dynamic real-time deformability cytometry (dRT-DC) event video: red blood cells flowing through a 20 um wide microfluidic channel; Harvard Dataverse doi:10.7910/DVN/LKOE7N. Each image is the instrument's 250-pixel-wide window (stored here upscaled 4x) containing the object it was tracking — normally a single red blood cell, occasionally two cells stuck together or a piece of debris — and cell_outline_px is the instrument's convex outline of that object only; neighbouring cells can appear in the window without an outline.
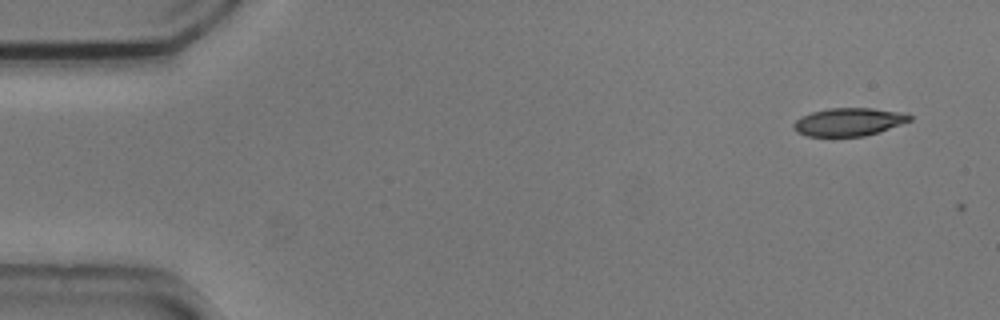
{"species": "common noctule bat (a hibernating species)", "species_latin": "Nyctalus noctula", "temperature_condition": "cold", "stored_images_in_passage": 2, "camera_frame_rate_fps": 3000, "um_per_image_px": 0.085, "animal": {"sex": "male", "body_mass_g": 20.5, "forearm_length_mm": 52.5}, "frame": {"image": 1, "passage_image": 1, "time_ms": 0.0, "image_size_px": [1000, 320], "cell_outline_px": [[912, 120], [880, 132], [864, 136], [808, 136], [796, 132], [792, 128], [792, 124], [796, 120], [812, 112], [828, 108], [872, 108], [908, 112], [912, 116]], "centroid_in_image_um": [72.19, 10.36], "position_along_channel_um": 12.8, "area_um2": 19.13}}